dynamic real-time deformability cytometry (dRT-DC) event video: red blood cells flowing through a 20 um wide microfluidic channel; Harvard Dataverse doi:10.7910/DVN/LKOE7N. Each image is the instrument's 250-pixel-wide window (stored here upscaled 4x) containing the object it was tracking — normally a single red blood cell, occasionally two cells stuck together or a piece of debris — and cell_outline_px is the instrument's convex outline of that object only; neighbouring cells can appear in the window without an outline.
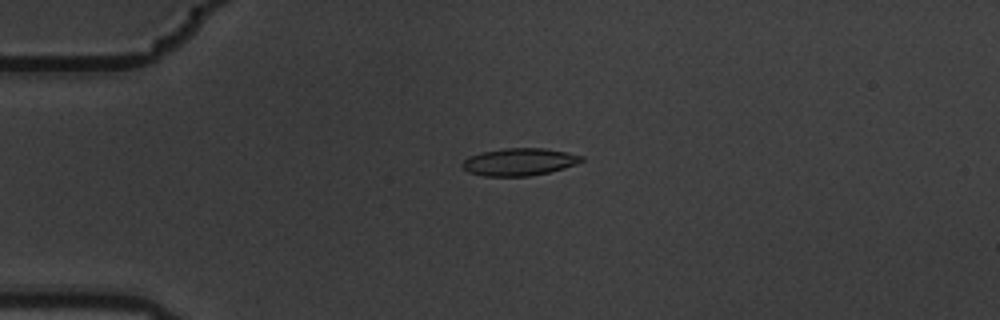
{"species": "common noctule bat (a hibernating species)", "species_latin": "Nyctalus noctula", "temperature_condition": "warm", "stored_images_in_passage": 5, "camera_frame_rate_fps": 3000, "um_per_image_px": 0.085, "animal": {"sex": "male", "body_mass_g": 19.5, "forearm_length_mm": 54.6}, "frame": {"image": 1, "passage_image": 4, "time_ms": 1.0, "image_size_px": [1000, 320], "cell_outline_px": [[584, 160], [576, 164], [564, 168], [548, 172], [528, 176], [484, 176], [468, 172], [460, 164], [468, 156], [484, 152], [504, 148], [544, 148], [568, 152], [584, 156]], "centroid_in_image_um": [44.15, 13.75], "position_along_channel_um": 40.9, "area_um2": 19.02}}